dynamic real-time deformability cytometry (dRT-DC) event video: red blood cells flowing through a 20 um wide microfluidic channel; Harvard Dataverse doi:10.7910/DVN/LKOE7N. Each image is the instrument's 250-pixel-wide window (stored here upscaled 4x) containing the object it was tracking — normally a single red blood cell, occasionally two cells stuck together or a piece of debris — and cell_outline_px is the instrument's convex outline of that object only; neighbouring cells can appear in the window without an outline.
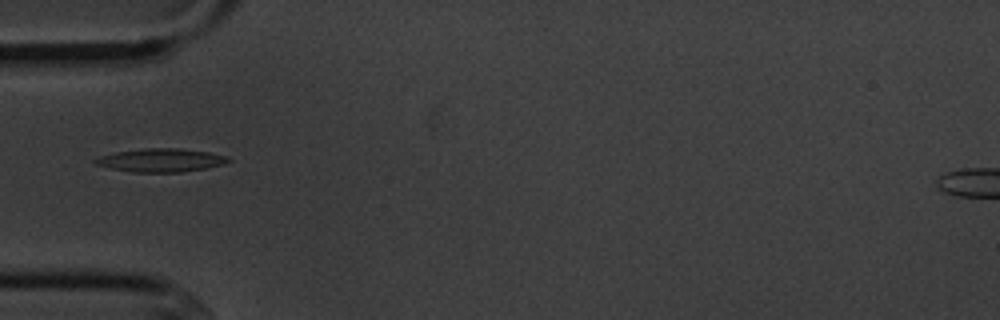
{"species": "common noctule bat (a hibernating species)", "species_latin": "Nyctalus noctula", "temperature_condition": "cold", "stored_images_in_passage": 3, "camera_frame_rate_fps": 3000, "um_per_image_px": 0.085, "animal": {"sex": "male", "body_mass_g": 20.1, "forearm_length_mm": 53.5}, "frame": {"image": 1, "passage_image": 3, "time_ms": 2.333, "image_size_px": [1000, 320], "cell_outline_px": [[232, 160], [224, 164], [204, 168], [180, 172], [132, 172], [92, 164], [92, 160], [100, 156], [116, 152], [144, 148], [180, 148], [208, 152], [224, 156]], "centroid_in_image_um": [13.63, 13.61], "position_along_channel_um": 71.4, "area_um2": 17.98}}